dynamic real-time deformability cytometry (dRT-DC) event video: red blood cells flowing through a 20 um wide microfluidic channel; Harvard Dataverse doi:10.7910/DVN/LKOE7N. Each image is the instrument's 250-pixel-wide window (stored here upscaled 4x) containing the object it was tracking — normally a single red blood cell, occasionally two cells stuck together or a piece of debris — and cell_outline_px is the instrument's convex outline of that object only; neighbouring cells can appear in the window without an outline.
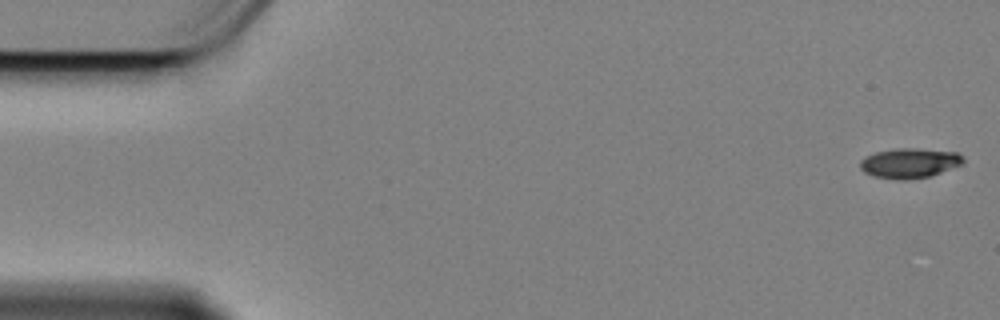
{"species": "Egyptian fruit bat (a non-hibernating species)", "species_latin": "Rousettus aegyptiacus", "temperature_condition": "cold", "stored_images_in_passage": 59, "segment_of_instrument_passage": [1, 2], "camera_frame_rate_fps": 3000, "um_per_image_px": 0.085, "animal": {"sex": "female"}, "frame": {"image": 1, "passage_image": 1, "time_ms": 0.0, "image_size_px": [1000, 320], "cell_outline_px": [[964, 164], [928, 176], [908, 180], [900, 180], [872, 176], [864, 172], [860, 168], [860, 160], [864, 156], [876, 152], [896, 148], [920, 148], [956, 152], [964, 156]], "centroid_in_image_um": [77.3, 13.85], "position_along_channel_um": 7.7, "area_um2": 18.15}}
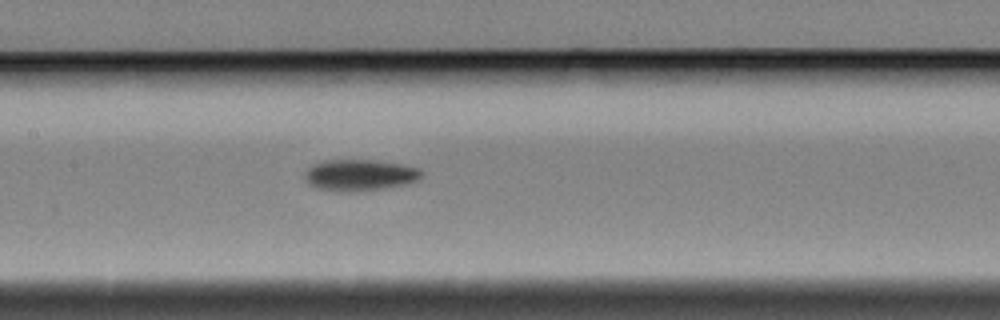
{"frame": {"image": 2, "passage_image": 27, "time_ms": 8.667, "image_size_px": [1000, 320], "cell_outline_px": [[424, 176], [420, 180], [408, 184], [388, 188], [356, 192], [340, 192], [316, 188], [308, 184], [304, 176], [304, 172], [312, 164], [324, 160], [376, 160], [400, 164], [420, 168], [424, 172]], "centroid_in_image_um": [30.61, 14.9], "position_along_channel_um": 176.8, "area_um2": 21.96}}
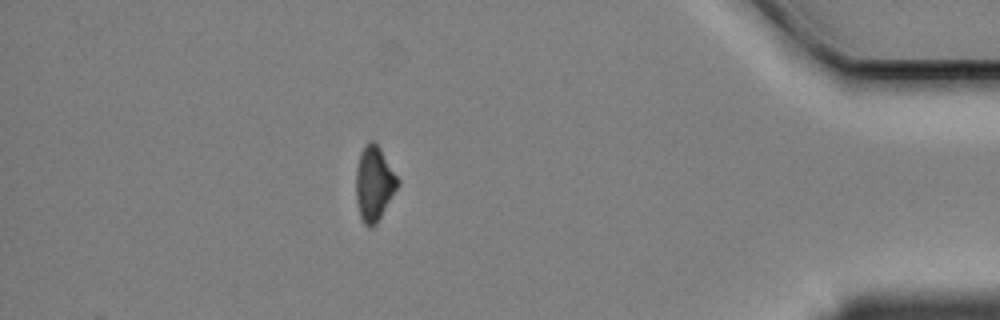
{"frame": {"image": 3, "passage_image": 51, "time_ms": 16.667, "image_size_px": [1000, 320], "cell_outline_px": [[400, 184], [376, 224], [372, 228], [368, 228], [364, 224], [360, 216], [356, 200], [356, 168], [360, 152], [364, 144], [368, 140], [372, 140], [380, 148], [400, 180]], "centroid_in_image_um": [31.8, 15.59], "position_along_channel_um": 403.4, "area_um2": 18.32}}